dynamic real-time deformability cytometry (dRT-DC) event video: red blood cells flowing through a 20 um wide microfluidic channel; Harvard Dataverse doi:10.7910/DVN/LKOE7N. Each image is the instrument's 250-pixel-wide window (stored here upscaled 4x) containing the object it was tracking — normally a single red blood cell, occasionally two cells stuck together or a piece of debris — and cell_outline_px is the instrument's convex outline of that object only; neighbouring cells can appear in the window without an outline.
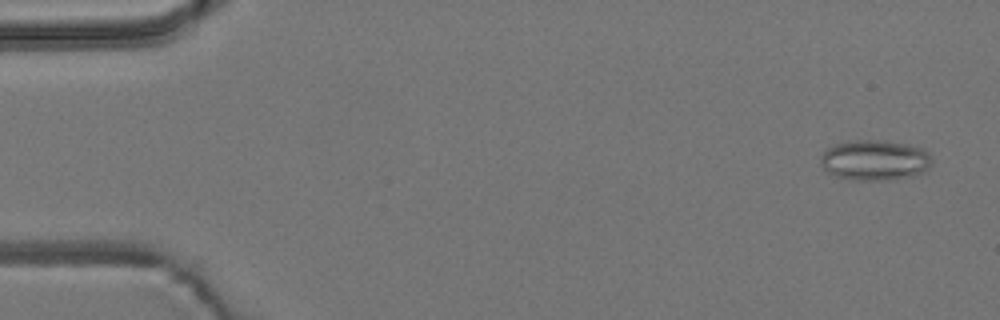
{"species": "common noctule bat (a hibernating species)", "species_latin": "Nyctalus noctula", "temperature_condition": "room temperature", "stored_images_in_passage": 54, "camera_frame_rate_fps": 3000, "um_per_image_px": 0.085, "animal": {"sex": "male", "body_mass_g": 19.2, "forearm_length_mm": 51.8}, "frame": {"image": 1, "passage_image": 3, "time_ms": 0.667, "image_size_px": [1000, 320], "cell_outline_px": [[932, 164], [924, 172], [896, 180], [852, 180], [836, 176], [828, 172], [820, 164], [820, 156], [828, 148], [836, 144], [848, 140], [888, 140], [908, 144], [924, 148], [928, 152], [932, 160]], "centroid_in_image_um": [74.38, 13.61], "position_along_channel_um": 10.6, "area_um2": 26.65}}
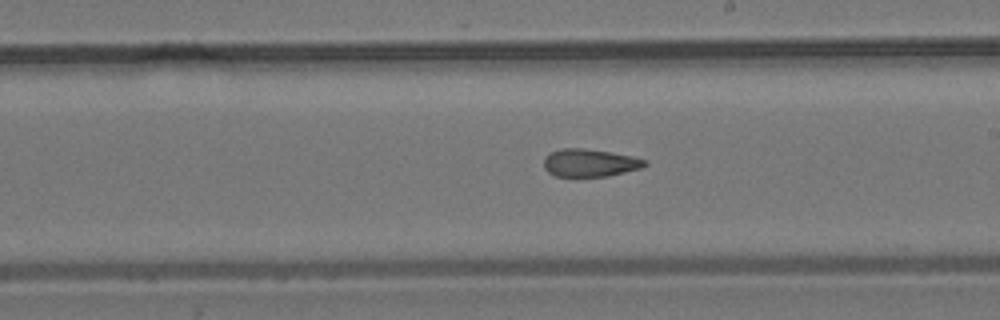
{"frame": {"image": 2, "passage_image": 31, "time_ms": 10.0, "image_size_px": [1000, 320], "cell_outline_px": [[648, 164], [640, 168], [608, 176], [556, 176], [548, 172], [544, 168], [544, 160], [552, 152], [560, 148], [584, 148], [632, 156], [648, 160]], "centroid_in_image_um": [50.15, 13.84], "position_along_channel_um": 238.8, "area_um2": 16.13}}
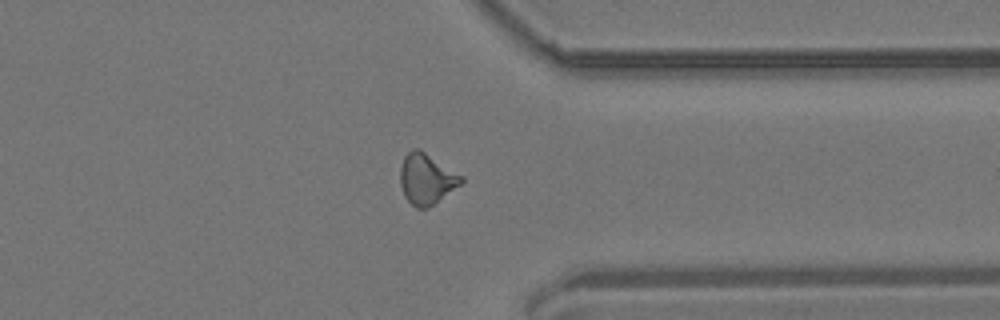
{"frame": {"image": 3, "passage_image": 42, "time_ms": 13.667, "image_size_px": [1000, 320], "cell_outline_px": [[464, 180], [460, 184], [428, 208], [416, 208], [404, 196], [400, 184], [400, 168], [404, 156], [412, 148], [420, 148], [464, 176]], "centroid_in_image_um": [36.24, 15.17], "position_along_channel_um": 375.2, "area_um2": 18.09}}